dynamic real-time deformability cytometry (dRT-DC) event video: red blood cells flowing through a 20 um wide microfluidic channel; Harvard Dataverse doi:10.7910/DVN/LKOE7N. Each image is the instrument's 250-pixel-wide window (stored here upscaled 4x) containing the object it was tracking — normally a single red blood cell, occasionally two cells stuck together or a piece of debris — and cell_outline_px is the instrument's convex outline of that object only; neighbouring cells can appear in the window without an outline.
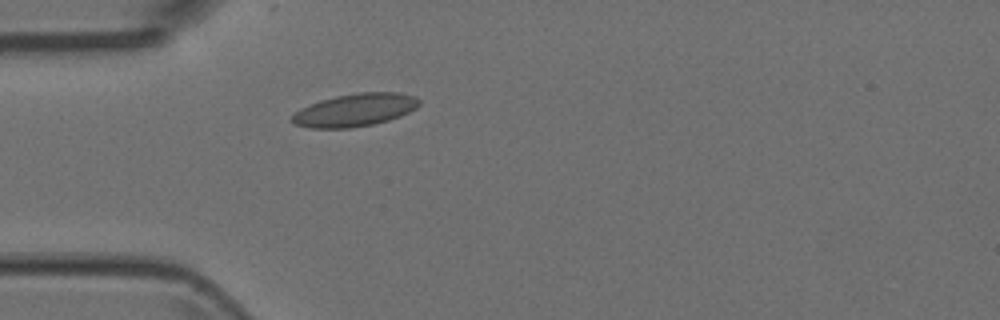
{"species": "Egyptian fruit bat (a non-hibernating species)", "species_latin": "Rousettus aegyptiacus", "temperature_condition": "room temperature", "stored_images_in_passage": 1, "camera_frame_rate_fps": 3000, "um_per_image_px": 0.085, "animal": {"sex": "female"}, "frame": {"image": 1, "passage_image": 1, "time_ms": 0.0, "image_size_px": [1000, 320], "cell_outline_px": [[420, 104], [416, 108], [400, 116], [388, 120], [372, 124], [352, 128], [308, 128], [296, 124], [288, 120], [300, 108], [320, 100], [336, 96], [360, 92], [396, 92], [412, 96], [420, 100]], "centroid_in_image_um": [30.14, 9.35], "position_along_channel_um": 54.9, "area_um2": 24.22}}